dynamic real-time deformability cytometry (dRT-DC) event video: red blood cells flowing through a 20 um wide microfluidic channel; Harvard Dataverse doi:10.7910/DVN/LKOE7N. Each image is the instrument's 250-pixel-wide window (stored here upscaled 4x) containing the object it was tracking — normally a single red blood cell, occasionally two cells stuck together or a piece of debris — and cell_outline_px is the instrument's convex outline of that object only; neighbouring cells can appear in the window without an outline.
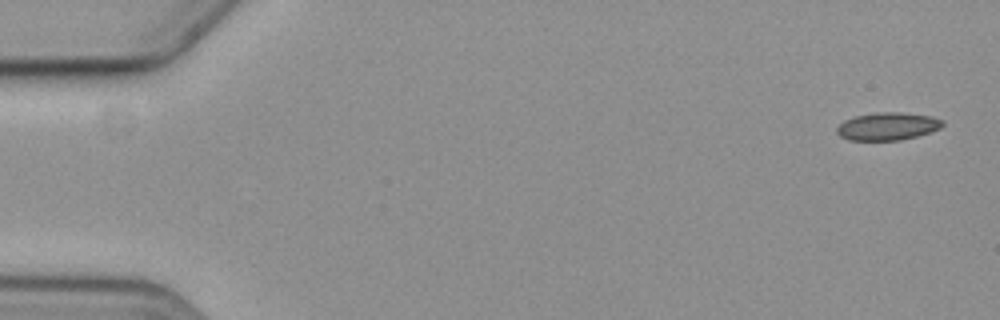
{"species": "common noctule bat (a hibernating species)", "species_latin": "Nyctalus noctula", "temperature_condition": "cold", "stored_images_in_passage": 6, "camera_frame_rate_fps": 3000, "um_per_image_px": 0.085, "animal": {"sex": "female", "body_mass_g": 19.3, "forearm_length_mm": 54.1}, "frame": {"image": 1, "passage_image": 1, "time_ms": 0.0, "image_size_px": [1000, 320], "cell_outline_px": [[944, 124], [940, 128], [916, 136], [900, 140], [848, 140], [840, 136], [836, 132], [836, 128], [844, 120], [856, 116], [876, 112], [900, 112], [932, 116], [944, 120]], "centroid_in_image_um": [75.44, 10.73], "position_along_channel_um": 9.6, "area_um2": 17.05}}